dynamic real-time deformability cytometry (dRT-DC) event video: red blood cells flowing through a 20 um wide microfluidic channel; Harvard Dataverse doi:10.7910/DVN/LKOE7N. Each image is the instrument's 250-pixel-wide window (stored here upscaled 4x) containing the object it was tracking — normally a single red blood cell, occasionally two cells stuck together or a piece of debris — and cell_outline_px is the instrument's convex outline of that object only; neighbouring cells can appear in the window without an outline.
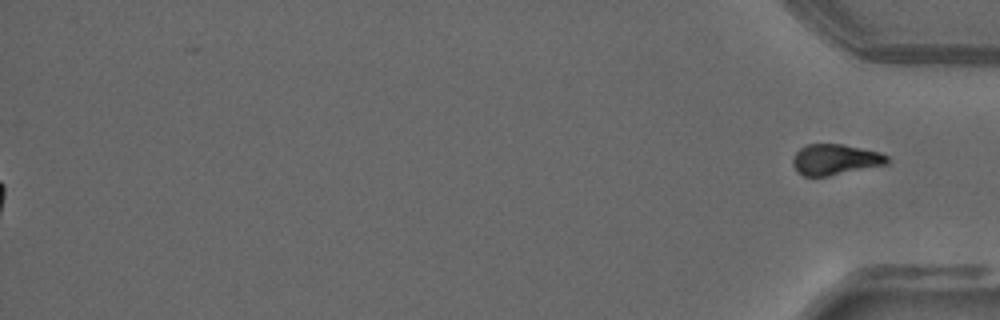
{"species": "common noctule bat (a hibernating species)", "species_latin": "Nyctalus noctula", "temperature_condition": "warm", "stored_images_in_passage": 54, "segment_of_instrument_passage": [2, 2], "camera_frame_rate_fps": 3000, "um_per_image_px": 0.085, "animal": {"sex": "male", "forearm_length_mm": 52.5}, "frame": {"image": 1, "passage_image": 54, "time_ms": 17.667, "image_size_px": [1000, 320], "cell_outline_px": [[888, 164], [828, 176], [804, 176], [796, 172], [792, 164], [792, 160], [796, 152], [800, 148], [808, 144], [840, 144], [880, 152], [888, 156]], "centroid_in_image_um": [70.97, 13.57], "position_along_channel_um": 364.2, "area_um2": 16.88}}